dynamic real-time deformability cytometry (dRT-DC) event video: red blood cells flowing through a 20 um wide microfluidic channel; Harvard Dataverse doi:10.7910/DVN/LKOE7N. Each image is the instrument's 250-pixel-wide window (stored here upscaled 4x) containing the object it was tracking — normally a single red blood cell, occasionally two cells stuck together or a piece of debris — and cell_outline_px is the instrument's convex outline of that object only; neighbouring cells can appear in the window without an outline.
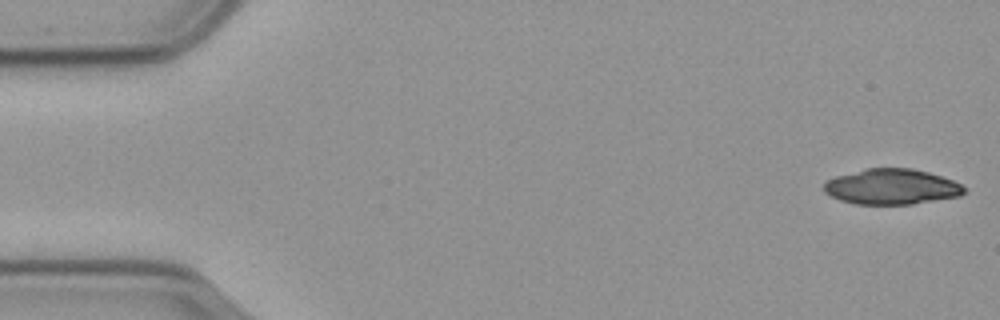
{"species": "common noctule bat (a hibernating species)", "species_latin": "Nyctalus noctula", "temperature_condition": "cold", "stored_images_in_passage": 28, "camera_frame_rate_fps": 3000, "um_per_image_px": 0.085, "animal": {"sex": "male", "body_mass_g": 23.1, "forearm_length_mm": 52.7}, "frame": {"image": 1, "passage_image": 1, "time_ms": 0.0, "image_size_px": [1000, 320], "cell_outline_px": [[968, 188], [960, 196], [912, 204], [856, 204], [840, 200], [824, 192], [824, 184], [828, 180], [836, 176], [864, 168], [912, 168], [928, 172], [952, 180]], "centroid_in_image_um": [75.79, 15.87], "position_along_channel_um": 9.2, "area_um2": 28.96}}